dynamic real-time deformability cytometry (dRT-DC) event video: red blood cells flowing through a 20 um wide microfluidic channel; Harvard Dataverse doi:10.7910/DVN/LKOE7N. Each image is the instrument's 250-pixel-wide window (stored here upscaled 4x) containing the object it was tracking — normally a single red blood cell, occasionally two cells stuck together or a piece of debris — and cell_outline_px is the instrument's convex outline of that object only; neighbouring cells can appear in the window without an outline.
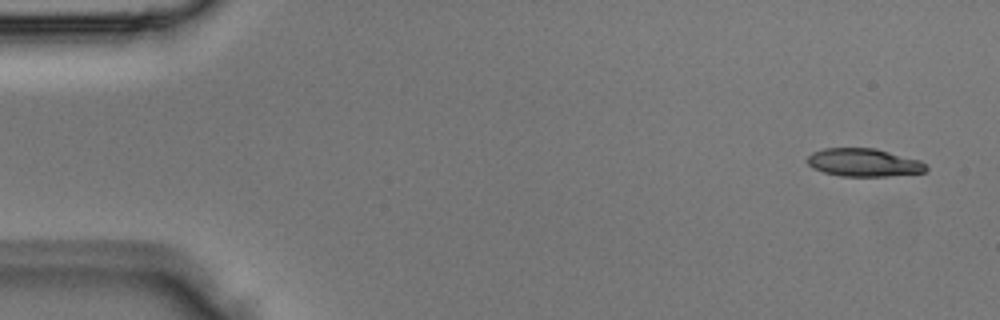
{"species": "Egyptian fruit bat (a non-hibernating species)", "species_latin": "Rousettus aegyptiacus", "temperature_condition": "room temperature", "stored_images_in_passage": 3, "camera_frame_rate_fps": 3000, "um_per_image_px": 0.085, "animal": {"sex": "male"}, "frame": {"image": 1, "passage_image": 1, "time_ms": 0.0, "image_size_px": [1000, 320], "cell_outline_px": [[928, 168], [924, 172], [888, 176], [840, 176], [824, 172], [812, 168], [808, 164], [808, 156], [812, 152], [824, 148], [876, 148], [920, 160]], "centroid_in_image_um": [73.41, 13.81], "position_along_channel_um": 11.6, "area_um2": 19.36}}